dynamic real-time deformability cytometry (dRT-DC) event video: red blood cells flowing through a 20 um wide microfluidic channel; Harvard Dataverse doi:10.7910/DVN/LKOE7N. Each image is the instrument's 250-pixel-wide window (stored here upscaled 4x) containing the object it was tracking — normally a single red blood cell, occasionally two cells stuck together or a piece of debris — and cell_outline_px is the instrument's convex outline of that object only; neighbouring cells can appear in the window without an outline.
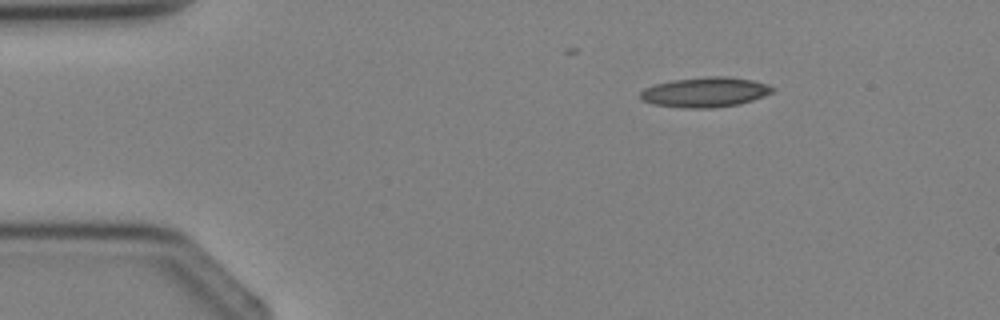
{"species": "Egyptian fruit bat (a non-hibernating species)", "species_latin": "Rousettus aegyptiacus", "temperature_condition": "cold", "stored_images_in_passage": 2, "camera_frame_rate_fps": 3000, "um_per_image_px": 0.085, "animal": {"sex": "female"}, "frame": {"image": 1, "passage_image": 1, "time_ms": 0.0, "image_size_px": [1000, 320], "cell_outline_px": [[776, 88], [772, 92], [764, 96], [740, 104], [712, 108], [684, 108], [652, 104], [640, 100], [640, 92], [644, 88], [656, 84], [672, 80], [708, 76], [728, 76], [752, 80], [768, 84]], "centroid_in_image_um": [59.93, 7.83], "position_along_channel_um": 25.1, "area_um2": 23.24}}